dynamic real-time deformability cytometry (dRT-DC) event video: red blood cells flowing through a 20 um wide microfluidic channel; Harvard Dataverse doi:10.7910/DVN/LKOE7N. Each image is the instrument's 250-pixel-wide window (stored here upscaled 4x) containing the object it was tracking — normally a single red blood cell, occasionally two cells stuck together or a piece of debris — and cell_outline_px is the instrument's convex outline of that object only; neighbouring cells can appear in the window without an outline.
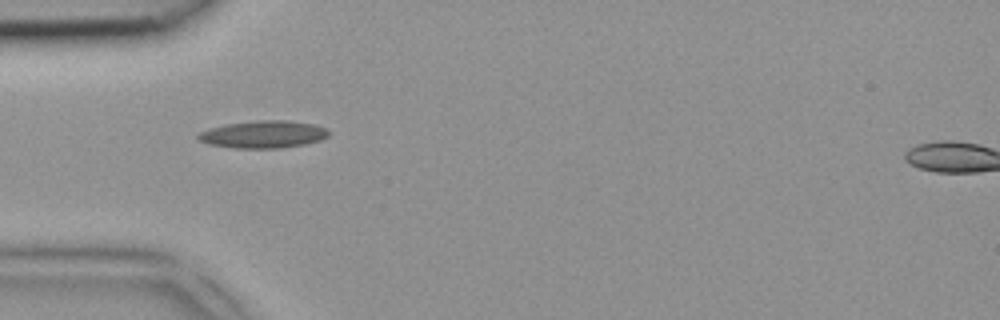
{"species": "common noctule bat (a hibernating species)", "species_latin": "Nyctalus noctula", "temperature_condition": "room temperature", "stored_images_in_passage": 6, "camera_frame_rate_fps": 3000, "um_per_image_px": 0.085, "animal": {"sex": "female", "body_mass_g": 18.4}, "frame": {"image": 1, "passage_image": 4, "time_ms": 1.0, "image_size_px": [1000, 320], "cell_outline_px": [[328, 136], [320, 140], [304, 144], [280, 148], [236, 148], [208, 144], [196, 140], [196, 136], [200, 132], [208, 128], [224, 124], [256, 120], [288, 120], [316, 124], [328, 128]], "centroid_in_image_um": [22.36, 11.41], "position_along_channel_um": 62.6, "area_um2": 21.1}}